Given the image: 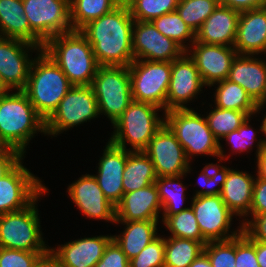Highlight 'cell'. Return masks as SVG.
Segmentation results:
<instances>
[{"mask_svg":"<svg viewBox=\"0 0 266 267\" xmlns=\"http://www.w3.org/2000/svg\"><path fill=\"white\" fill-rule=\"evenodd\" d=\"M133 24L129 7L123 1L110 13L89 22L80 32L92 46L100 66H129L134 61Z\"/></svg>","mask_w":266,"mask_h":267,"instance_id":"obj_1","label":"cell"},{"mask_svg":"<svg viewBox=\"0 0 266 267\" xmlns=\"http://www.w3.org/2000/svg\"><path fill=\"white\" fill-rule=\"evenodd\" d=\"M37 132L46 136L45 120L23 90L0 94V141L23 156Z\"/></svg>","mask_w":266,"mask_h":267,"instance_id":"obj_2","label":"cell"},{"mask_svg":"<svg viewBox=\"0 0 266 267\" xmlns=\"http://www.w3.org/2000/svg\"><path fill=\"white\" fill-rule=\"evenodd\" d=\"M42 50L61 68L73 86L91 85L100 65L92 46L80 31L53 36Z\"/></svg>","mask_w":266,"mask_h":267,"instance_id":"obj_3","label":"cell"},{"mask_svg":"<svg viewBox=\"0 0 266 267\" xmlns=\"http://www.w3.org/2000/svg\"><path fill=\"white\" fill-rule=\"evenodd\" d=\"M23 90L37 113L46 121L73 86L61 68L43 50L37 52Z\"/></svg>","mask_w":266,"mask_h":267,"instance_id":"obj_4","label":"cell"},{"mask_svg":"<svg viewBox=\"0 0 266 267\" xmlns=\"http://www.w3.org/2000/svg\"><path fill=\"white\" fill-rule=\"evenodd\" d=\"M164 113L165 124L182 145L189 162L193 156L200 154L216 156L220 162L228 160L223 145L209 129L206 117L199 115L192 108L172 109Z\"/></svg>","mask_w":266,"mask_h":267,"instance_id":"obj_5","label":"cell"},{"mask_svg":"<svg viewBox=\"0 0 266 267\" xmlns=\"http://www.w3.org/2000/svg\"><path fill=\"white\" fill-rule=\"evenodd\" d=\"M159 110L162 109L153 104L133 100L112 124L114 132L109 141L129 151H144L165 123V118H161L157 113ZM127 143L131 145V149L126 148Z\"/></svg>","mask_w":266,"mask_h":267,"instance_id":"obj_6","label":"cell"},{"mask_svg":"<svg viewBox=\"0 0 266 267\" xmlns=\"http://www.w3.org/2000/svg\"><path fill=\"white\" fill-rule=\"evenodd\" d=\"M25 209L0 215V247L28 252H49L43 241L37 202Z\"/></svg>","mask_w":266,"mask_h":267,"instance_id":"obj_7","label":"cell"},{"mask_svg":"<svg viewBox=\"0 0 266 267\" xmlns=\"http://www.w3.org/2000/svg\"><path fill=\"white\" fill-rule=\"evenodd\" d=\"M99 114L113 124L133 101L128 66H99L90 85Z\"/></svg>","mask_w":266,"mask_h":267,"instance_id":"obj_8","label":"cell"},{"mask_svg":"<svg viewBox=\"0 0 266 267\" xmlns=\"http://www.w3.org/2000/svg\"><path fill=\"white\" fill-rule=\"evenodd\" d=\"M132 98L166 112L171 62L134 60L129 66Z\"/></svg>","mask_w":266,"mask_h":267,"instance_id":"obj_9","label":"cell"},{"mask_svg":"<svg viewBox=\"0 0 266 267\" xmlns=\"http://www.w3.org/2000/svg\"><path fill=\"white\" fill-rule=\"evenodd\" d=\"M98 102L91 86H72L57 109L45 121L46 135H57L99 117ZM56 135V136H55Z\"/></svg>","mask_w":266,"mask_h":267,"instance_id":"obj_10","label":"cell"},{"mask_svg":"<svg viewBox=\"0 0 266 267\" xmlns=\"http://www.w3.org/2000/svg\"><path fill=\"white\" fill-rule=\"evenodd\" d=\"M48 188L22 164L0 179V215L25 209Z\"/></svg>","mask_w":266,"mask_h":267,"instance_id":"obj_11","label":"cell"},{"mask_svg":"<svg viewBox=\"0 0 266 267\" xmlns=\"http://www.w3.org/2000/svg\"><path fill=\"white\" fill-rule=\"evenodd\" d=\"M191 202V208L206 242L228 240L243 231L242 225L237 230L229 231L234 214L220 195L193 196Z\"/></svg>","mask_w":266,"mask_h":267,"instance_id":"obj_12","label":"cell"},{"mask_svg":"<svg viewBox=\"0 0 266 267\" xmlns=\"http://www.w3.org/2000/svg\"><path fill=\"white\" fill-rule=\"evenodd\" d=\"M30 29L46 43L53 36L73 31L69 0H22Z\"/></svg>","mask_w":266,"mask_h":267,"instance_id":"obj_13","label":"cell"},{"mask_svg":"<svg viewBox=\"0 0 266 267\" xmlns=\"http://www.w3.org/2000/svg\"><path fill=\"white\" fill-rule=\"evenodd\" d=\"M144 153L152 161L157 177L190 173L191 165L175 134L164 123L148 143Z\"/></svg>","mask_w":266,"mask_h":267,"instance_id":"obj_14","label":"cell"},{"mask_svg":"<svg viewBox=\"0 0 266 267\" xmlns=\"http://www.w3.org/2000/svg\"><path fill=\"white\" fill-rule=\"evenodd\" d=\"M31 50L41 49L23 40L0 36V80L7 90L25 89L33 61L28 55Z\"/></svg>","mask_w":266,"mask_h":267,"instance_id":"obj_15","label":"cell"},{"mask_svg":"<svg viewBox=\"0 0 266 267\" xmlns=\"http://www.w3.org/2000/svg\"><path fill=\"white\" fill-rule=\"evenodd\" d=\"M132 50L134 60L161 62H172L185 52L173 39L161 34L148 21H134Z\"/></svg>","mask_w":266,"mask_h":267,"instance_id":"obj_16","label":"cell"},{"mask_svg":"<svg viewBox=\"0 0 266 267\" xmlns=\"http://www.w3.org/2000/svg\"><path fill=\"white\" fill-rule=\"evenodd\" d=\"M203 87L205 85L195 62L185 51L179 58L171 62L166 111L188 108L185 104L195 99V97L197 99Z\"/></svg>","mask_w":266,"mask_h":267,"instance_id":"obj_17","label":"cell"},{"mask_svg":"<svg viewBox=\"0 0 266 267\" xmlns=\"http://www.w3.org/2000/svg\"><path fill=\"white\" fill-rule=\"evenodd\" d=\"M186 52L194 60L203 84L209 87L228 78L237 55L234 47L200 42H194Z\"/></svg>","mask_w":266,"mask_h":267,"instance_id":"obj_18","label":"cell"},{"mask_svg":"<svg viewBox=\"0 0 266 267\" xmlns=\"http://www.w3.org/2000/svg\"><path fill=\"white\" fill-rule=\"evenodd\" d=\"M70 200L82 215L95 220L116 221V207L104 195L94 175L85 174L67 188Z\"/></svg>","mask_w":266,"mask_h":267,"instance_id":"obj_19","label":"cell"},{"mask_svg":"<svg viewBox=\"0 0 266 267\" xmlns=\"http://www.w3.org/2000/svg\"><path fill=\"white\" fill-rule=\"evenodd\" d=\"M106 144L99 159L97 175L94 177L105 197L116 206L124 194L122 176L129 150L118 147L109 140Z\"/></svg>","mask_w":266,"mask_h":267,"instance_id":"obj_20","label":"cell"},{"mask_svg":"<svg viewBox=\"0 0 266 267\" xmlns=\"http://www.w3.org/2000/svg\"><path fill=\"white\" fill-rule=\"evenodd\" d=\"M113 235L85 237L49 249L61 267H95Z\"/></svg>","mask_w":266,"mask_h":267,"instance_id":"obj_21","label":"cell"},{"mask_svg":"<svg viewBox=\"0 0 266 267\" xmlns=\"http://www.w3.org/2000/svg\"><path fill=\"white\" fill-rule=\"evenodd\" d=\"M116 207V221L159 220L162 209L155 183L123 194Z\"/></svg>","mask_w":266,"mask_h":267,"instance_id":"obj_22","label":"cell"},{"mask_svg":"<svg viewBox=\"0 0 266 267\" xmlns=\"http://www.w3.org/2000/svg\"><path fill=\"white\" fill-rule=\"evenodd\" d=\"M233 47L240 55L266 54V6L240 13Z\"/></svg>","mask_w":266,"mask_h":267,"instance_id":"obj_23","label":"cell"},{"mask_svg":"<svg viewBox=\"0 0 266 267\" xmlns=\"http://www.w3.org/2000/svg\"><path fill=\"white\" fill-rule=\"evenodd\" d=\"M240 12L219 4L195 33V42L233 47Z\"/></svg>","mask_w":266,"mask_h":267,"instance_id":"obj_24","label":"cell"},{"mask_svg":"<svg viewBox=\"0 0 266 267\" xmlns=\"http://www.w3.org/2000/svg\"><path fill=\"white\" fill-rule=\"evenodd\" d=\"M227 79L243 87L257 104L265 92L266 60L254 55L237 54Z\"/></svg>","mask_w":266,"mask_h":267,"instance_id":"obj_25","label":"cell"},{"mask_svg":"<svg viewBox=\"0 0 266 267\" xmlns=\"http://www.w3.org/2000/svg\"><path fill=\"white\" fill-rule=\"evenodd\" d=\"M24 11L22 0H0V36L23 40L42 50L45 43L30 29Z\"/></svg>","mask_w":266,"mask_h":267,"instance_id":"obj_26","label":"cell"},{"mask_svg":"<svg viewBox=\"0 0 266 267\" xmlns=\"http://www.w3.org/2000/svg\"><path fill=\"white\" fill-rule=\"evenodd\" d=\"M255 179L247 172L235 169L228 171L220 196L228 209L240 218L250 213Z\"/></svg>","mask_w":266,"mask_h":267,"instance_id":"obj_27","label":"cell"},{"mask_svg":"<svg viewBox=\"0 0 266 267\" xmlns=\"http://www.w3.org/2000/svg\"><path fill=\"white\" fill-rule=\"evenodd\" d=\"M159 220L115 221V224L126 225L119 235L112 236L128 260L136 257L149 243L156 239Z\"/></svg>","mask_w":266,"mask_h":267,"instance_id":"obj_28","label":"cell"},{"mask_svg":"<svg viewBox=\"0 0 266 267\" xmlns=\"http://www.w3.org/2000/svg\"><path fill=\"white\" fill-rule=\"evenodd\" d=\"M122 177L124 194L149 186L158 178L152 161L144 151H129Z\"/></svg>","mask_w":266,"mask_h":267,"instance_id":"obj_29","label":"cell"},{"mask_svg":"<svg viewBox=\"0 0 266 267\" xmlns=\"http://www.w3.org/2000/svg\"><path fill=\"white\" fill-rule=\"evenodd\" d=\"M214 95L215 107L246 112L249 116L256 115L258 107L243 87L228 79L217 82Z\"/></svg>","mask_w":266,"mask_h":267,"instance_id":"obj_30","label":"cell"},{"mask_svg":"<svg viewBox=\"0 0 266 267\" xmlns=\"http://www.w3.org/2000/svg\"><path fill=\"white\" fill-rule=\"evenodd\" d=\"M122 0H69L72 29L80 31L89 22L110 13Z\"/></svg>","mask_w":266,"mask_h":267,"instance_id":"obj_31","label":"cell"},{"mask_svg":"<svg viewBox=\"0 0 266 267\" xmlns=\"http://www.w3.org/2000/svg\"><path fill=\"white\" fill-rule=\"evenodd\" d=\"M185 175H187V173L178 176L158 177L155 181L162 204V222L169 216L180 213L188 208H183L186 199L184 191L187 187L185 188L180 180L183 179Z\"/></svg>","mask_w":266,"mask_h":267,"instance_id":"obj_32","label":"cell"},{"mask_svg":"<svg viewBox=\"0 0 266 267\" xmlns=\"http://www.w3.org/2000/svg\"><path fill=\"white\" fill-rule=\"evenodd\" d=\"M167 238L164 267H188L204 250V245L199 241L172 236Z\"/></svg>","mask_w":266,"mask_h":267,"instance_id":"obj_33","label":"cell"},{"mask_svg":"<svg viewBox=\"0 0 266 267\" xmlns=\"http://www.w3.org/2000/svg\"><path fill=\"white\" fill-rule=\"evenodd\" d=\"M151 22L161 34L173 39L185 51L195 42V33L181 19L176 10L159 16ZM186 41H189L191 45L188 43L185 45Z\"/></svg>","mask_w":266,"mask_h":267,"instance_id":"obj_34","label":"cell"},{"mask_svg":"<svg viewBox=\"0 0 266 267\" xmlns=\"http://www.w3.org/2000/svg\"><path fill=\"white\" fill-rule=\"evenodd\" d=\"M219 4V0H179L176 11L187 26L196 33Z\"/></svg>","mask_w":266,"mask_h":267,"instance_id":"obj_35","label":"cell"},{"mask_svg":"<svg viewBox=\"0 0 266 267\" xmlns=\"http://www.w3.org/2000/svg\"><path fill=\"white\" fill-rule=\"evenodd\" d=\"M250 117L246 112L214 107L206 116L209 129L218 139L237 130Z\"/></svg>","mask_w":266,"mask_h":267,"instance_id":"obj_36","label":"cell"},{"mask_svg":"<svg viewBox=\"0 0 266 267\" xmlns=\"http://www.w3.org/2000/svg\"><path fill=\"white\" fill-rule=\"evenodd\" d=\"M163 224L165 228L167 227L172 237L199 241L203 245L207 243L202 236L194 211L191 207H188L180 213L169 216Z\"/></svg>","mask_w":266,"mask_h":267,"instance_id":"obj_37","label":"cell"},{"mask_svg":"<svg viewBox=\"0 0 266 267\" xmlns=\"http://www.w3.org/2000/svg\"><path fill=\"white\" fill-rule=\"evenodd\" d=\"M134 21H148L176 10L179 0H126Z\"/></svg>","mask_w":266,"mask_h":267,"instance_id":"obj_38","label":"cell"},{"mask_svg":"<svg viewBox=\"0 0 266 267\" xmlns=\"http://www.w3.org/2000/svg\"><path fill=\"white\" fill-rule=\"evenodd\" d=\"M231 168L226 166H221L219 164L209 163L203 167L201 173L198 177L200 180L198 183L203 188L202 190H196L195 197L197 196H207V195H220L224 182L226 181L228 171ZM217 187V188H216Z\"/></svg>","mask_w":266,"mask_h":267,"instance_id":"obj_39","label":"cell"},{"mask_svg":"<svg viewBox=\"0 0 266 267\" xmlns=\"http://www.w3.org/2000/svg\"><path fill=\"white\" fill-rule=\"evenodd\" d=\"M203 252L207 255L212 267H235L236 237L207 242Z\"/></svg>","mask_w":266,"mask_h":267,"instance_id":"obj_40","label":"cell"},{"mask_svg":"<svg viewBox=\"0 0 266 267\" xmlns=\"http://www.w3.org/2000/svg\"><path fill=\"white\" fill-rule=\"evenodd\" d=\"M252 116L248 117L247 120L237 129L229 134L225 135L222 139L227 141L228 145L232 147V152L235 151V154L238 152L239 154L246 151L247 153L252 150V145L254 141L257 145L256 156L259 155L263 151V141L262 139H257L256 133L251 125H249V121H251ZM257 139V140H256ZM251 148V149H250ZM249 150V151H247Z\"/></svg>","mask_w":266,"mask_h":267,"instance_id":"obj_41","label":"cell"},{"mask_svg":"<svg viewBox=\"0 0 266 267\" xmlns=\"http://www.w3.org/2000/svg\"><path fill=\"white\" fill-rule=\"evenodd\" d=\"M161 235L149 243L136 257L129 260L130 267H164L165 237Z\"/></svg>","mask_w":266,"mask_h":267,"instance_id":"obj_42","label":"cell"},{"mask_svg":"<svg viewBox=\"0 0 266 267\" xmlns=\"http://www.w3.org/2000/svg\"><path fill=\"white\" fill-rule=\"evenodd\" d=\"M48 252H28L0 247V267H34Z\"/></svg>","mask_w":266,"mask_h":267,"instance_id":"obj_43","label":"cell"},{"mask_svg":"<svg viewBox=\"0 0 266 267\" xmlns=\"http://www.w3.org/2000/svg\"><path fill=\"white\" fill-rule=\"evenodd\" d=\"M235 267H260L256 258L255 240L243 231L236 236Z\"/></svg>","mask_w":266,"mask_h":267,"instance_id":"obj_44","label":"cell"},{"mask_svg":"<svg viewBox=\"0 0 266 267\" xmlns=\"http://www.w3.org/2000/svg\"><path fill=\"white\" fill-rule=\"evenodd\" d=\"M95 267H130L126 254L112 239Z\"/></svg>","mask_w":266,"mask_h":267,"instance_id":"obj_45","label":"cell"},{"mask_svg":"<svg viewBox=\"0 0 266 267\" xmlns=\"http://www.w3.org/2000/svg\"><path fill=\"white\" fill-rule=\"evenodd\" d=\"M252 220H243L240 223L245 232L252 240L266 243V214L251 215Z\"/></svg>","mask_w":266,"mask_h":267,"instance_id":"obj_46","label":"cell"},{"mask_svg":"<svg viewBox=\"0 0 266 267\" xmlns=\"http://www.w3.org/2000/svg\"><path fill=\"white\" fill-rule=\"evenodd\" d=\"M266 214V181L256 177L253 186V199L250 213L246 216Z\"/></svg>","mask_w":266,"mask_h":267,"instance_id":"obj_47","label":"cell"},{"mask_svg":"<svg viewBox=\"0 0 266 267\" xmlns=\"http://www.w3.org/2000/svg\"><path fill=\"white\" fill-rule=\"evenodd\" d=\"M23 156L19 151L6 147L0 151V179L8 174L21 160Z\"/></svg>","mask_w":266,"mask_h":267,"instance_id":"obj_48","label":"cell"},{"mask_svg":"<svg viewBox=\"0 0 266 267\" xmlns=\"http://www.w3.org/2000/svg\"><path fill=\"white\" fill-rule=\"evenodd\" d=\"M220 4L238 12L249 11L266 6V0H219Z\"/></svg>","mask_w":266,"mask_h":267,"instance_id":"obj_49","label":"cell"},{"mask_svg":"<svg viewBox=\"0 0 266 267\" xmlns=\"http://www.w3.org/2000/svg\"><path fill=\"white\" fill-rule=\"evenodd\" d=\"M257 158V177L266 181V149L256 156Z\"/></svg>","mask_w":266,"mask_h":267,"instance_id":"obj_50","label":"cell"},{"mask_svg":"<svg viewBox=\"0 0 266 267\" xmlns=\"http://www.w3.org/2000/svg\"><path fill=\"white\" fill-rule=\"evenodd\" d=\"M34 267H61L58 260L50 253L43 255Z\"/></svg>","mask_w":266,"mask_h":267,"instance_id":"obj_51","label":"cell"},{"mask_svg":"<svg viewBox=\"0 0 266 267\" xmlns=\"http://www.w3.org/2000/svg\"><path fill=\"white\" fill-rule=\"evenodd\" d=\"M256 258L260 267H266V243L255 240Z\"/></svg>","mask_w":266,"mask_h":267,"instance_id":"obj_52","label":"cell"},{"mask_svg":"<svg viewBox=\"0 0 266 267\" xmlns=\"http://www.w3.org/2000/svg\"><path fill=\"white\" fill-rule=\"evenodd\" d=\"M188 267H212L207 255L202 252Z\"/></svg>","mask_w":266,"mask_h":267,"instance_id":"obj_53","label":"cell"},{"mask_svg":"<svg viewBox=\"0 0 266 267\" xmlns=\"http://www.w3.org/2000/svg\"><path fill=\"white\" fill-rule=\"evenodd\" d=\"M261 126L259 128V130L262 132V134H264V136H266V115H264V119L263 121L261 122ZM262 141H263V148L266 149V138H262Z\"/></svg>","mask_w":266,"mask_h":267,"instance_id":"obj_54","label":"cell"},{"mask_svg":"<svg viewBox=\"0 0 266 267\" xmlns=\"http://www.w3.org/2000/svg\"><path fill=\"white\" fill-rule=\"evenodd\" d=\"M264 104L266 105V87L262 99L257 103L258 110L256 113H260V111L264 108Z\"/></svg>","mask_w":266,"mask_h":267,"instance_id":"obj_55","label":"cell"},{"mask_svg":"<svg viewBox=\"0 0 266 267\" xmlns=\"http://www.w3.org/2000/svg\"><path fill=\"white\" fill-rule=\"evenodd\" d=\"M8 90L4 87V85L2 84L1 80H0V94L6 93Z\"/></svg>","mask_w":266,"mask_h":267,"instance_id":"obj_56","label":"cell"},{"mask_svg":"<svg viewBox=\"0 0 266 267\" xmlns=\"http://www.w3.org/2000/svg\"><path fill=\"white\" fill-rule=\"evenodd\" d=\"M6 147L3 145V143L0 141V151L4 150Z\"/></svg>","mask_w":266,"mask_h":267,"instance_id":"obj_57","label":"cell"}]
</instances>
